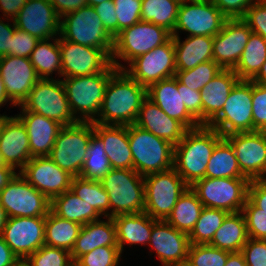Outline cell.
<instances>
[{
    "label": "cell",
    "instance_id": "obj_1",
    "mask_svg": "<svg viewBox=\"0 0 266 266\" xmlns=\"http://www.w3.org/2000/svg\"><path fill=\"white\" fill-rule=\"evenodd\" d=\"M146 98V87L124 70H117L108 81L100 112L93 122L104 125H132Z\"/></svg>",
    "mask_w": 266,
    "mask_h": 266
},
{
    "label": "cell",
    "instance_id": "obj_2",
    "mask_svg": "<svg viewBox=\"0 0 266 266\" xmlns=\"http://www.w3.org/2000/svg\"><path fill=\"white\" fill-rule=\"evenodd\" d=\"M223 136L215 129L201 125L188 129L174 146L173 168L191 186L206 177V168L216 144Z\"/></svg>",
    "mask_w": 266,
    "mask_h": 266
},
{
    "label": "cell",
    "instance_id": "obj_3",
    "mask_svg": "<svg viewBox=\"0 0 266 266\" xmlns=\"http://www.w3.org/2000/svg\"><path fill=\"white\" fill-rule=\"evenodd\" d=\"M117 70L111 64L102 73L61 79L71 111L79 122H93L98 117L108 81Z\"/></svg>",
    "mask_w": 266,
    "mask_h": 266
},
{
    "label": "cell",
    "instance_id": "obj_4",
    "mask_svg": "<svg viewBox=\"0 0 266 266\" xmlns=\"http://www.w3.org/2000/svg\"><path fill=\"white\" fill-rule=\"evenodd\" d=\"M133 169L141 176L173 168L174 145L135 124L127 126Z\"/></svg>",
    "mask_w": 266,
    "mask_h": 266
},
{
    "label": "cell",
    "instance_id": "obj_5",
    "mask_svg": "<svg viewBox=\"0 0 266 266\" xmlns=\"http://www.w3.org/2000/svg\"><path fill=\"white\" fill-rule=\"evenodd\" d=\"M110 203V217L144 212V177L134 169L112 168L101 180Z\"/></svg>",
    "mask_w": 266,
    "mask_h": 266
},
{
    "label": "cell",
    "instance_id": "obj_6",
    "mask_svg": "<svg viewBox=\"0 0 266 266\" xmlns=\"http://www.w3.org/2000/svg\"><path fill=\"white\" fill-rule=\"evenodd\" d=\"M170 37L171 33L164 27L139 21L114 37L111 63L118 70H123L126 65L119 62L120 60L129 64L136 57L164 44Z\"/></svg>",
    "mask_w": 266,
    "mask_h": 266
},
{
    "label": "cell",
    "instance_id": "obj_7",
    "mask_svg": "<svg viewBox=\"0 0 266 266\" xmlns=\"http://www.w3.org/2000/svg\"><path fill=\"white\" fill-rule=\"evenodd\" d=\"M61 39L102 49L110 58L114 38L107 32L93 6H83L60 18Z\"/></svg>",
    "mask_w": 266,
    "mask_h": 266
},
{
    "label": "cell",
    "instance_id": "obj_8",
    "mask_svg": "<svg viewBox=\"0 0 266 266\" xmlns=\"http://www.w3.org/2000/svg\"><path fill=\"white\" fill-rule=\"evenodd\" d=\"M248 178H209L194 182L190 187L204 207L228 213L242 211L248 198Z\"/></svg>",
    "mask_w": 266,
    "mask_h": 266
},
{
    "label": "cell",
    "instance_id": "obj_9",
    "mask_svg": "<svg viewBox=\"0 0 266 266\" xmlns=\"http://www.w3.org/2000/svg\"><path fill=\"white\" fill-rule=\"evenodd\" d=\"M18 107L53 119L63 126L79 122L71 111L64 85L59 78L40 79Z\"/></svg>",
    "mask_w": 266,
    "mask_h": 266
},
{
    "label": "cell",
    "instance_id": "obj_10",
    "mask_svg": "<svg viewBox=\"0 0 266 266\" xmlns=\"http://www.w3.org/2000/svg\"><path fill=\"white\" fill-rule=\"evenodd\" d=\"M93 133V122L63 126L48 157L72 176H80Z\"/></svg>",
    "mask_w": 266,
    "mask_h": 266
},
{
    "label": "cell",
    "instance_id": "obj_11",
    "mask_svg": "<svg viewBox=\"0 0 266 266\" xmlns=\"http://www.w3.org/2000/svg\"><path fill=\"white\" fill-rule=\"evenodd\" d=\"M188 187L174 168L144 176V212L153 219L166 220Z\"/></svg>",
    "mask_w": 266,
    "mask_h": 266
},
{
    "label": "cell",
    "instance_id": "obj_12",
    "mask_svg": "<svg viewBox=\"0 0 266 266\" xmlns=\"http://www.w3.org/2000/svg\"><path fill=\"white\" fill-rule=\"evenodd\" d=\"M223 137L237 132H253L252 80H239L220 113L207 125Z\"/></svg>",
    "mask_w": 266,
    "mask_h": 266
},
{
    "label": "cell",
    "instance_id": "obj_13",
    "mask_svg": "<svg viewBox=\"0 0 266 266\" xmlns=\"http://www.w3.org/2000/svg\"><path fill=\"white\" fill-rule=\"evenodd\" d=\"M0 204L8 218L46 216L51 207V201L18 172L0 191Z\"/></svg>",
    "mask_w": 266,
    "mask_h": 266
},
{
    "label": "cell",
    "instance_id": "obj_14",
    "mask_svg": "<svg viewBox=\"0 0 266 266\" xmlns=\"http://www.w3.org/2000/svg\"><path fill=\"white\" fill-rule=\"evenodd\" d=\"M123 70L140 85H150L176 74L175 48L172 36L162 45L133 59Z\"/></svg>",
    "mask_w": 266,
    "mask_h": 266
},
{
    "label": "cell",
    "instance_id": "obj_15",
    "mask_svg": "<svg viewBox=\"0 0 266 266\" xmlns=\"http://www.w3.org/2000/svg\"><path fill=\"white\" fill-rule=\"evenodd\" d=\"M228 18L213 2L184 0L178 8L174 31L171 36H179V32H188L187 36H210L218 34Z\"/></svg>",
    "mask_w": 266,
    "mask_h": 266
},
{
    "label": "cell",
    "instance_id": "obj_16",
    "mask_svg": "<svg viewBox=\"0 0 266 266\" xmlns=\"http://www.w3.org/2000/svg\"><path fill=\"white\" fill-rule=\"evenodd\" d=\"M1 236L18 258H28L45 244V216L7 218Z\"/></svg>",
    "mask_w": 266,
    "mask_h": 266
},
{
    "label": "cell",
    "instance_id": "obj_17",
    "mask_svg": "<svg viewBox=\"0 0 266 266\" xmlns=\"http://www.w3.org/2000/svg\"><path fill=\"white\" fill-rule=\"evenodd\" d=\"M59 48L62 78L102 73L112 64L111 58L102 49L80 45L60 37Z\"/></svg>",
    "mask_w": 266,
    "mask_h": 266
},
{
    "label": "cell",
    "instance_id": "obj_18",
    "mask_svg": "<svg viewBox=\"0 0 266 266\" xmlns=\"http://www.w3.org/2000/svg\"><path fill=\"white\" fill-rule=\"evenodd\" d=\"M19 173L50 201L70 190L74 177L48 156L32 157Z\"/></svg>",
    "mask_w": 266,
    "mask_h": 266
},
{
    "label": "cell",
    "instance_id": "obj_19",
    "mask_svg": "<svg viewBox=\"0 0 266 266\" xmlns=\"http://www.w3.org/2000/svg\"><path fill=\"white\" fill-rule=\"evenodd\" d=\"M224 137L234 149L242 174L249 180L259 179L266 167V131L237 132Z\"/></svg>",
    "mask_w": 266,
    "mask_h": 266
},
{
    "label": "cell",
    "instance_id": "obj_20",
    "mask_svg": "<svg viewBox=\"0 0 266 266\" xmlns=\"http://www.w3.org/2000/svg\"><path fill=\"white\" fill-rule=\"evenodd\" d=\"M148 246L156 252L163 266H181L187 261L189 236L171 226L166 220L153 219Z\"/></svg>",
    "mask_w": 266,
    "mask_h": 266
},
{
    "label": "cell",
    "instance_id": "obj_21",
    "mask_svg": "<svg viewBox=\"0 0 266 266\" xmlns=\"http://www.w3.org/2000/svg\"><path fill=\"white\" fill-rule=\"evenodd\" d=\"M252 31L242 18L227 19L213 37V61L222 69H234Z\"/></svg>",
    "mask_w": 266,
    "mask_h": 266
},
{
    "label": "cell",
    "instance_id": "obj_22",
    "mask_svg": "<svg viewBox=\"0 0 266 266\" xmlns=\"http://www.w3.org/2000/svg\"><path fill=\"white\" fill-rule=\"evenodd\" d=\"M13 21L38 40L60 36V17L49 0H27Z\"/></svg>",
    "mask_w": 266,
    "mask_h": 266
},
{
    "label": "cell",
    "instance_id": "obj_23",
    "mask_svg": "<svg viewBox=\"0 0 266 266\" xmlns=\"http://www.w3.org/2000/svg\"><path fill=\"white\" fill-rule=\"evenodd\" d=\"M0 78L7 97L19 106L27 98L33 86L40 80L30 58L0 57Z\"/></svg>",
    "mask_w": 266,
    "mask_h": 266
},
{
    "label": "cell",
    "instance_id": "obj_24",
    "mask_svg": "<svg viewBox=\"0 0 266 266\" xmlns=\"http://www.w3.org/2000/svg\"><path fill=\"white\" fill-rule=\"evenodd\" d=\"M147 98L169 117L179 121L187 130L201 126L187 111L182 98V84L175 76L150 85L147 88Z\"/></svg>",
    "mask_w": 266,
    "mask_h": 266
},
{
    "label": "cell",
    "instance_id": "obj_25",
    "mask_svg": "<svg viewBox=\"0 0 266 266\" xmlns=\"http://www.w3.org/2000/svg\"><path fill=\"white\" fill-rule=\"evenodd\" d=\"M0 154L4 162L18 172L32 158L26 127L16 115L9 116L3 121L0 132Z\"/></svg>",
    "mask_w": 266,
    "mask_h": 266
},
{
    "label": "cell",
    "instance_id": "obj_26",
    "mask_svg": "<svg viewBox=\"0 0 266 266\" xmlns=\"http://www.w3.org/2000/svg\"><path fill=\"white\" fill-rule=\"evenodd\" d=\"M16 116L26 127L31 156H49L63 125L26 109H21L19 115Z\"/></svg>",
    "mask_w": 266,
    "mask_h": 266
},
{
    "label": "cell",
    "instance_id": "obj_27",
    "mask_svg": "<svg viewBox=\"0 0 266 266\" xmlns=\"http://www.w3.org/2000/svg\"><path fill=\"white\" fill-rule=\"evenodd\" d=\"M134 124L174 146L183 139L187 131L179 121L169 117L149 98L142 102Z\"/></svg>",
    "mask_w": 266,
    "mask_h": 266
},
{
    "label": "cell",
    "instance_id": "obj_28",
    "mask_svg": "<svg viewBox=\"0 0 266 266\" xmlns=\"http://www.w3.org/2000/svg\"><path fill=\"white\" fill-rule=\"evenodd\" d=\"M94 133L103 143L112 168L133 169V158L128 140L127 126L104 125L93 122Z\"/></svg>",
    "mask_w": 266,
    "mask_h": 266
},
{
    "label": "cell",
    "instance_id": "obj_29",
    "mask_svg": "<svg viewBox=\"0 0 266 266\" xmlns=\"http://www.w3.org/2000/svg\"><path fill=\"white\" fill-rule=\"evenodd\" d=\"M239 80L234 70L223 69L201 89L202 125H208L220 113Z\"/></svg>",
    "mask_w": 266,
    "mask_h": 266
},
{
    "label": "cell",
    "instance_id": "obj_30",
    "mask_svg": "<svg viewBox=\"0 0 266 266\" xmlns=\"http://www.w3.org/2000/svg\"><path fill=\"white\" fill-rule=\"evenodd\" d=\"M100 246H118L116 226L112 217L82 225L71 258L75 263L82 255Z\"/></svg>",
    "mask_w": 266,
    "mask_h": 266
},
{
    "label": "cell",
    "instance_id": "obj_31",
    "mask_svg": "<svg viewBox=\"0 0 266 266\" xmlns=\"http://www.w3.org/2000/svg\"><path fill=\"white\" fill-rule=\"evenodd\" d=\"M116 226L118 247L123 254L124 246L141 244L148 246L152 233L153 218L145 212L122 214L112 217Z\"/></svg>",
    "mask_w": 266,
    "mask_h": 266
},
{
    "label": "cell",
    "instance_id": "obj_32",
    "mask_svg": "<svg viewBox=\"0 0 266 266\" xmlns=\"http://www.w3.org/2000/svg\"><path fill=\"white\" fill-rule=\"evenodd\" d=\"M172 38L176 71L193 69L200 63L213 61V37L187 36L184 41L180 39V36H172Z\"/></svg>",
    "mask_w": 266,
    "mask_h": 266
},
{
    "label": "cell",
    "instance_id": "obj_33",
    "mask_svg": "<svg viewBox=\"0 0 266 266\" xmlns=\"http://www.w3.org/2000/svg\"><path fill=\"white\" fill-rule=\"evenodd\" d=\"M248 234L243 213H229L215 232L210 246L228 252H240L247 242Z\"/></svg>",
    "mask_w": 266,
    "mask_h": 266
},
{
    "label": "cell",
    "instance_id": "obj_34",
    "mask_svg": "<svg viewBox=\"0 0 266 266\" xmlns=\"http://www.w3.org/2000/svg\"><path fill=\"white\" fill-rule=\"evenodd\" d=\"M50 209L61 218L86 225L102 216L91 205L75 195L71 189L55 197Z\"/></svg>",
    "mask_w": 266,
    "mask_h": 266
},
{
    "label": "cell",
    "instance_id": "obj_35",
    "mask_svg": "<svg viewBox=\"0 0 266 266\" xmlns=\"http://www.w3.org/2000/svg\"><path fill=\"white\" fill-rule=\"evenodd\" d=\"M30 61L40 79H54L53 73L62 78L59 37L39 40L32 51Z\"/></svg>",
    "mask_w": 266,
    "mask_h": 266
},
{
    "label": "cell",
    "instance_id": "obj_36",
    "mask_svg": "<svg viewBox=\"0 0 266 266\" xmlns=\"http://www.w3.org/2000/svg\"><path fill=\"white\" fill-rule=\"evenodd\" d=\"M81 227V224L61 218L50 209L45 216V245L71 252Z\"/></svg>",
    "mask_w": 266,
    "mask_h": 266
},
{
    "label": "cell",
    "instance_id": "obj_37",
    "mask_svg": "<svg viewBox=\"0 0 266 266\" xmlns=\"http://www.w3.org/2000/svg\"><path fill=\"white\" fill-rule=\"evenodd\" d=\"M204 206L189 186L178 198L166 221L177 230L190 234Z\"/></svg>",
    "mask_w": 266,
    "mask_h": 266
},
{
    "label": "cell",
    "instance_id": "obj_38",
    "mask_svg": "<svg viewBox=\"0 0 266 266\" xmlns=\"http://www.w3.org/2000/svg\"><path fill=\"white\" fill-rule=\"evenodd\" d=\"M209 178H246L237 162L234 149L223 137L215 146L206 168Z\"/></svg>",
    "mask_w": 266,
    "mask_h": 266
},
{
    "label": "cell",
    "instance_id": "obj_39",
    "mask_svg": "<svg viewBox=\"0 0 266 266\" xmlns=\"http://www.w3.org/2000/svg\"><path fill=\"white\" fill-rule=\"evenodd\" d=\"M266 62V40L251 33L242 55L233 69L240 80H252Z\"/></svg>",
    "mask_w": 266,
    "mask_h": 266
},
{
    "label": "cell",
    "instance_id": "obj_40",
    "mask_svg": "<svg viewBox=\"0 0 266 266\" xmlns=\"http://www.w3.org/2000/svg\"><path fill=\"white\" fill-rule=\"evenodd\" d=\"M179 5L176 0H142L141 21L164 27L172 34Z\"/></svg>",
    "mask_w": 266,
    "mask_h": 266
},
{
    "label": "cell",
    "instance_id": "obj_41",
    "mask_svg": "<svg viewBox=\"0 0 266 266\" xmlns=\"http://www.w3.org/2000/svg\"><path fill=\"white\" fill-rule=\"evenodd\" d=\"M70 189L101 216L110 217L109 196L100 181L88 180L80 176L73 177Z\"/></svg>",
    "mask_w": 266,
    "mask_h": 266
},
{
    "label": "cell",
    "instance_id": "obj_42",
    "mask_svg": "<svg viewBox=\"0 0 266 266\" xmlns=\"http://www.w3.org/2000/svg\"><path fill=\"white\" fill-rule=\"evenodd\" d=\"M112 169L100 138L93 133L80 177L100 181Z\"/></svg>",
    "mask_w": 266,
    "mask_h": 266
},
{
    "label": "cell",
    "instance_id": "obj_43",
    "mask_svg": "<svg viewBox=\"0 0 266 266\" xmlns=\"http://www.w3.org/2000/svg\"><path fill=\"white\" fill-rule=\"evenodd\" d=\"M228 214L224 210L204 207L188 235L190 244H209Z\"/></svg>",
    "mask_w": 266,
    "mask_h": 266
},
{
    "label": "cell",
    "instance_id": "obj_44",
    "mask_svg": "<svg viewBox=\"0 0 266 266\" xmlns=\"http://www.w3.org/2000/svg\"><path fill=\"white\" fill-rule=\"evenodd\" d=\"M223 69L214 61L200 63L193 69L176 71L175 77L188 88L196 91L206 86Z\"/></svg>",
    "mask_w": 266,
    "mask_h": 266
},
{
    "label": "cell",
    "instance_id": "obj_45",
    "mask_svg": "<svg viewBox=\"0 0 266 266\" xmlns=\"http://www.w3.org/2000/svg\"><path fill=\"white\" fill-rule=\"evenodd\" d=\"M230 252L209 244H190L186 266H225Z\"/></svg>",
    "mask_w": 266,
    "mask_h": 266
},
{
    "label": "cell",
    "instance_id": "obj_46",
    "mask_svg": "<svg viewBox=\"0 0 266 266\" xmlns=\"http://www.w3.org/2000/svg\"><path fill=\"white\" fill-rule=\"evenodd\" d=\"M27 259L32 266H71L74 263L69 251L45 244Z\"/></svg>",
    "mask_w": 266,
    "mask_h": 266
},
{
    "label": "cell",
    "instance_id": "obj_47",
    "mask_svg": "<svg viewBox=\"0 0 266 266\" xmlns=\"http://www.w3.org/2000/svg\"><path fill=\"white\" fill-rule=\"evenodd\" d=\"M122 253L118 246H100L82 255L75 264L77 266H118Z\"/></svg>",
    "mask_w": 266,
    "mask_h": 266
},
{
    "label": "cell",
    "instance_id": "obj_48",
    "mask_svg": "<svg viewBox=\"0 0 266 266\" xmlns=\"http://www.w3.org/2000/svg\"><path fill=\"white\" fill-rule=\"evenodd\" d=\"M246 221L248 238L256 240H266V214L260 212L249 198L241 211Z\"/></svg>",
    "mask_w": 266,
    "mask_h": 266
},
{
    "label": "cell",
    "instance_id": "obj_49",
    "mask_svg": "<svg viewBox=\"0 0 266 266\" xmlns=\"http://www.w3.org/2000/svg\"><path fill=\"white\" fill-rule=\"evenodd\" d=\"M118 20V33L141 21L142 0H113Z\"/></svg>",
    "mask_w": 266,
    "mask_h": 266
},
{
    "label": "cell",
    "instance_id": "obj_50",
    "mask_svg": "<svg viewBox=\"0 0 266 266\" xmlns=\"http://www.w3.org/2000/svg\"><path fill=\"white\" fill-rule=\"evenodd\" d=\"M253 131H266V86L252 81Z\"/></svg>",
    "mask_w": 266,
    "mask_h": 266
},
{
    "label": "cell",
    "instance_id": "obj_51",
    "mask_svg": "<svg viewBox=\"0 0 266 266\" xmlns=\"http://www.w3.org/2000/svg\"><path fill=\"white\" fill-rule=\"evenodd\" d=\"M242 20L253 33L266 40V0H257L244 14Z\"/></svg>",
    "mask_w": 266,
    "mask_h": 266
},
{
    "label": "cell",
    "instance_id": "obj_52",
    "mask_svg": "<svg viewBox=\"0 0 266 266\" xmlns=\"http://www.w3.org/2000/svg\"><path fill=\"white\" fill-rule=\"evenodd\" d=\"M39 40L29 33L15 27L11 40V49L7 56L30 58Z\"/></svg>",
    "mask_w": 266,
    "mask_h": 266
},
{
    "label": "cell",
    "instance_id": "obj_53",
    "mask_svg": "<svg viewBox=\"0 0 266 266\" xmlns=\"http://www.w3.org/2000/svg\"><path fill=\"white\" fill-rule=\"evenodd\" d=\"M241 252L247 266H266V240L248 238Z\"/></svg>",
    "mask_w": 266,
    "mask_h": 266
},
{
    "label": "cell",
    "instance_id": "obj_54",
    "mask_svg": "<svg viewBox=\"0 0 266 266\" xmlns=\"http://www.w3.org/2000/svg\"><path fill=\"white\" fill-rule=\"evenodd\" d=\"M93 7L107 32L114 38L118 34V20L114 1L108 0Z\"/></svg>",
    "mask_w": 266,
    "mask_h": 266
},
{
    "label": "cell",
    "instance_id": "obj_55",
    "mask_svg": "<svg viewBox=\"0 0 266 266\" xmlns=\"http://www.w3.org/2000/svg\"><path fill=\"white\" fill-rule=\"evenodd\" d=\"M257 0H213L214 5L228 18H242Z\"/></svg>",
    "mask_w": 266,
    "mask_h": 266
},
{
    "label": "cell",
    "instance_id": "obj_56",
    "mask_svg": "<svg viewBox=\"0 0 266 266\" xmlns=\"http://www.w3.org/2000/svg\"><path fill=\"white\" fill-rule=\"evenodd\" d=\"M182 98L187 111L202 125V101L200 91L182 84Z\"/></svg>",
    "mask_w": 266,
    "mask_h": 266
},
{
    "label": "cell",
    "instance_id": "obj_57",
    "mask_svg": "<svg viewBox=\"0 0 266 266\" xmlns=\"http://www.w3.org/2000/svg\"><path fill=\"white\" fill-rule=\"evenodd\" d=\"M248 198L266 214V184L258 179L250 180Z\"/></svg>",
    "mask_w": 266,
    "mask_h": 266
},
{
    "label": "cell",
    "instance_id": "obj_58",
    "mask_svg": "<svg viewBox=\"0 0 266 266\" xmlns=\"http://www.w3.org/2000/svg\"><path fill=\"white\" fill-rule=\"evenodd\" d=\"M6 20L10 23H4L5 20L0 18V57L7 56V52L11 49L12 35L16 27L12 19L6 18Z\"/></svg>",
    "mask_w": 266,
    "mask_h": 266
},
{
    "label": "cell",
    "instance_id": "obj_59",
    "mask_svg": "<svg viewBox=\"0 0 266 266\" xmlns=\"http://www.w3.org/2000/svg\"><path fill=\"white\" fill-rule=\"evenodd\" d=\"M55 12L61 18L66 14L79 10L88 5L87 0H49Z\"/></svg>",
    "mask_w": 266,
    "mask_h": 266
},
{
    "label": "cell",
    "instance_id": "obj_60",
    "mask_svg": "<svg viewBox=\"0 0 266 266\" xmlns=\"http://www.w3.org/2000/svg\"><path fill=\"white\" fill-rule=\"evenodd\" d=\"M27 0H0V11L3 13V17L14 19Z\"/></svg>",
    "mask_w": 266,
    "mask_h": 266
},
{
    "label": "cell",
    "instance_id": "obj_61",
    "mask_svg": "<svg viewBox=\"0 0 266 266\" xmlns=\"http://www.w3.org/2000/svg\"><path fill=\"white\" fill-rule=\"evenodd\" d=\"M18 257L13 253L0 235V266H12Z\"/></svg>",
    "mask_w": 266,
    "mask_h": 266
},
{
    "label": "cell",
    "instance_id": "obj_62",
    "mask_svg": "<svg viewBox=\"0 0 266 266\" xmlns=\"http://www.w3.org/2000/svg\"><path fill=\"white\" fill-rule=\"evenodd\" d=\"M225 266H247L242 252H231Z\"/></svg>",
    "mask_w": 266,
    "mask_h": 266
},
{
    "label": "cell",
    "instance_id": "obj_63",
    "mask_svg": "<svg viewBox=\"0 0 266 266\" xmlns=\"http://www.w3.org/2000/svg\"><path fill=\"white\" fill-rule=\"evenodd\" d=\"M14 169H0V191L7 185V183L15 176Z\"/></svg>",
    "mask_w": 266,
    "mask_h": 266
},
{
    "label": "cell",
    "instance_id": "obj_64",
    "mask_svg": "<svg viewBox=\"0 0 266 266\" xmlns=\"http://www.w3.org/2000/svg\"><path fill=\"white\" fill-rule=\"evenodd\" d=\"M9 102V103H8ZM7 103L11 106L17 107L8 97L5 91L4 83L2 82V79L0 78V108L4 105H7Z\"/></svg>",
    "mask_w": 266,
    "mask_h": 266
},
{
    "label": "cell",
    "instance_id": "obj_65",
    "mask_svg": "<svg viewBox=\"0 0 266 266\" xmlns=\"http://www.w3.org/2000/svg\"><path fill=\"white\" fill-rule=\"evenodd\" d=\"M252 81L266 86V62L262 65L259 73L252 79Z\"/></svg>",
    "mask_w": 266,
    "mask_h": 266
},
{
    "label": "cell",
    "instance_id": "obj_66",
    "mask_svg": "<svg viewBox=\"0 0 266 266\" xmlns=\"http://www.w3.org/2000/svg\"><path fill=\"white\" fill-rule=\"evenodd\" d=\"M7 218L8 217L5 213V210L2 207V205L0 204V235H2V233H3V229L6 225Z\"/></svg>",
    "mask_w": 266,
    "mask_h": 266
},
{
    "label": "cell",
    "instance_id": "obj_67",
    "mask_svg": "<svg viewBox=\"0 0 266 266\" xmlns=\"http://www.w3.org/2000/svg\"><path fill=\"white\" fill-rule=\"evenodd\" d=\"M12 266H32L27 258H18Z\"/></svg>",
    "mask_w": 266,
    "mask_h": 266
},
{
    "label": "cell",
    "instance_id": "obj_68",
    "mask_svg": "<svg viewBox=\"0 0 266 266\" xmlns=\"http://www.w3.org/2000/svg\"><path fill=\"white\" fill-rule=\"evenodd\" d=\"M105 1H108V0H87V4L89 6H96L102 2H105Z\"/></svg>",
    "mask_w": 266,
    "mask_h": 266
},
{
    "label": "cell",
    "instance_id": "obj_69",
    "mask_svg": "<svg viewBox=\"0 0 266 266\" xmlns=\"http://www.w3.org/2000/svg\"><path fill=\"white\" fill-rule=\"evenodd\" d=\"M0 169H13L11 166H8L4 160L2 155L0 154Z\"/></svg>",
    "mask_w": 266,
    "mask_h": 266
},
{
    "label": "cell",
    "instance_id": "obj_70",
    "mask_svg": "<svg viewBox=\"0 0 266 266\" xmlns=\"http://www.w3.org/2000/svg\"><path fill=\"white\" fill-rule=\"evenodd\" d=\"M258 180L266 184V167Z\"/></svg>",
    "mask_w": 266,
    "mask_h": 266
},
{
    "label": "cell",
    "instance_id": "obj_71",
    "mask_svg": "<svg viewBox=\"0 0 266 266\" xmlns=\"http://www.w3.org/2000/svg\"><path fill=\"white\" fill-rule=\"evenodd\" d=\"M8 117V115H5V114H0V132H1V128H2V124H3V121Z\"/></svg>",
    "mask_w": 266,
    "mask_h": 266
},
{
    "label": "cell",
    "instance_id": "obj_72",
    "mask_svg": "<svg viewBox=\"0 0 266 266\" xmlns=\"http://www.w3.org/2000/svg\"><path fill=\"white\" fill-rule=\"evenodd\" d=\"M192 1L213 2V0H192Z\"/></svg>",
    "mask_w": 266,
    "mask_h": 266
}]
</instances>
